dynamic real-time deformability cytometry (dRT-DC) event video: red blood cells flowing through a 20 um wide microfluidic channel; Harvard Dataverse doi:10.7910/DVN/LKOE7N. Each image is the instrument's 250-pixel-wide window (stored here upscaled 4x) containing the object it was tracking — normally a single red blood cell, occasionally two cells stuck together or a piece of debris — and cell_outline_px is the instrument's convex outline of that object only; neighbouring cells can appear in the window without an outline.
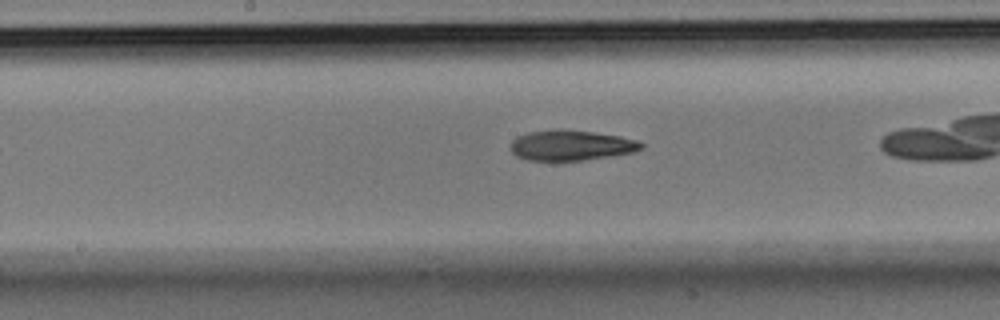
{"species": "Egyptian fruit bat (a non-hibernating species)", "species_latin": "Rousettus aegyptiacus", "temperature_condition": "room temperature", "stored_images_in_passage": 28, "camera_frame_rate_fps": 3000, "um_per_image_px": 0.085, "animal": {"sex": "male"}, "frame": {"image": 1, "passage_image": 13, "time_ms": 4.0, "image_size_px": [1000, 320], "cell_outline_px": [[644, 148], [632, 152], [608, 156], [580, 160], [528, 160], [516, 156], [512, 152], [512, 140], [516, 136], [528, 132], [592, 132], [620, 136], [636, 140], [644, 144]], "centroid_in_image_um": [48.56, 12.39], "position_along_channel_um": 199.6, "area_um2": 22.02}}
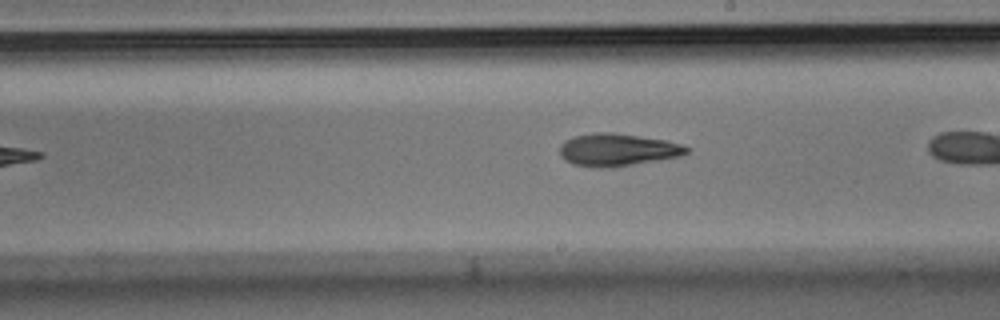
{"frame": {"image": 2, "passage_image": 16, "time_ms": 5.0, "image_size_px": [1000, 320], "cell_outline_px": [[688, 152], [680, 156], [612, 168], [600, 168], [572, 164], [560, 156], [560, 144], [564, 140], [572, 136], [596, 132], [612, 132], [668, 140], [680, 144], [688, 148]], "centroid_in_image_um": [52.44, 12.73], "position_along_channel_um": 236.6, "area_um2": 24.16}}